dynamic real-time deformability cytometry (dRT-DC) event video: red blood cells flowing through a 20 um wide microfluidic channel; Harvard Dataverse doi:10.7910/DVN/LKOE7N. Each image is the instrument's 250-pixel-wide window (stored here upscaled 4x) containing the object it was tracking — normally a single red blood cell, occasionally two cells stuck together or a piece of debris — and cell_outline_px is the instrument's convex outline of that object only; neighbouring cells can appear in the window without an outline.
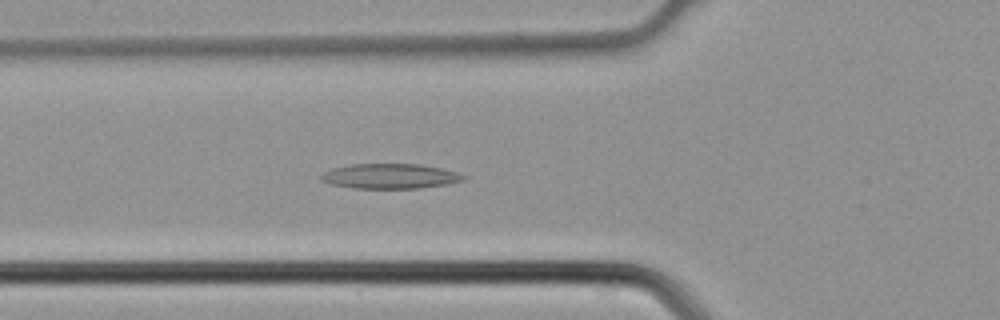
{"species": "common noctule bat (a hibernating species)", "species_latin": "Nyctalus noctula", "temperature_condition": "cold", "stored_images_in_passage": 44, "camera_frame_rate_fps": 3000, "um_per_image_px": 0.085, "animal": {"sex": "male", "body_mass_g": 21.5, "forearm_length_mm": 52.0}, "frame": {"image": 1, "passage_image": 16, "time_ms": 5.0, "image_size_px": [1000, 320], "cell_outline_px": [[468, 176], [464, 180], [448, 184], [420, 188], [352, 188], [332, 184], [320, 180], [320, 176], [324, 172], [332, 168], [352, 164], [420, 164], [460, 172]], "centroid_in_image_um": [33.19, 14.97], "position_along_channel_um": 92.6, "area_um2": 20.81}}
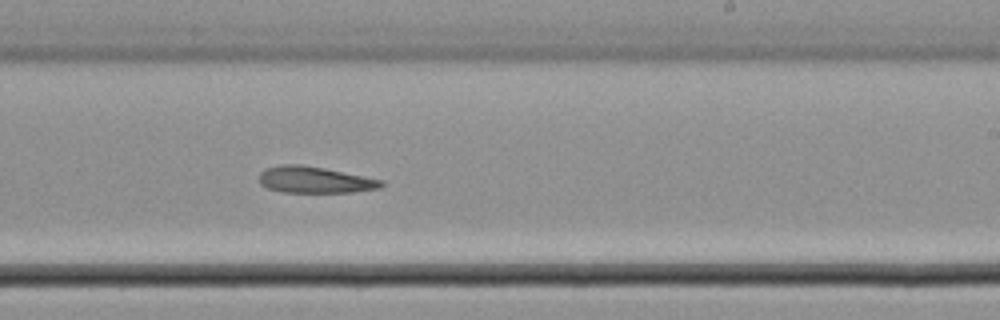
{"frame": {"image": 2, "passage_image": 27, "time_ms": 8.667, "image_size_px": [1000, 320], "cell_outline_px": [[384, 184], [380, 188], [352, 192], [284, 192], [268, 188], [260, 184], [260, 172], [268, 168], [284, 164], [300, 164], [324, 168], [384, 180]], "centroid_in_image_um": [26.78, 15.28], "position_along_channel_um": 262.2, "area_um2": 18.67}}
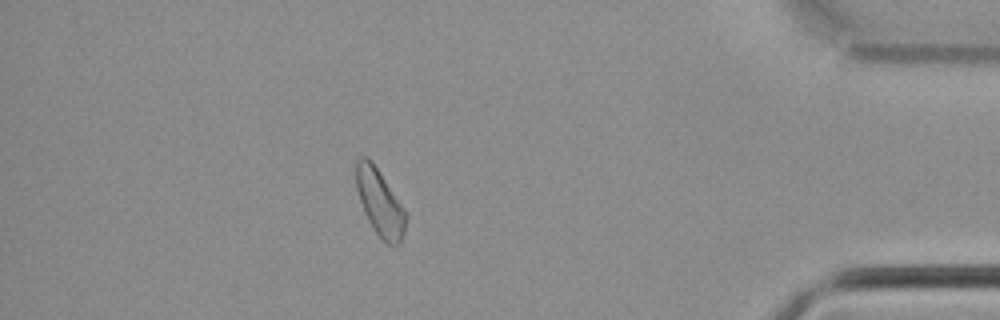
{"frame": {"image": 3, "passage_image": 39, "time_ms": 12.667, "image_size_px": [1000, 320], "cell_outline_px": [[408, 216], [404, 232], [400, 244], [396, 248], [392, 248], [380, 240], [368, 220], [364, 212], [356, 188], [356, 160], [360, 156], [368, 156], [408, 212]], "centroid_in_image_um": [32.32, 17.29], "position_along_channel_um": 402.9, "area_um2": 19.77}}